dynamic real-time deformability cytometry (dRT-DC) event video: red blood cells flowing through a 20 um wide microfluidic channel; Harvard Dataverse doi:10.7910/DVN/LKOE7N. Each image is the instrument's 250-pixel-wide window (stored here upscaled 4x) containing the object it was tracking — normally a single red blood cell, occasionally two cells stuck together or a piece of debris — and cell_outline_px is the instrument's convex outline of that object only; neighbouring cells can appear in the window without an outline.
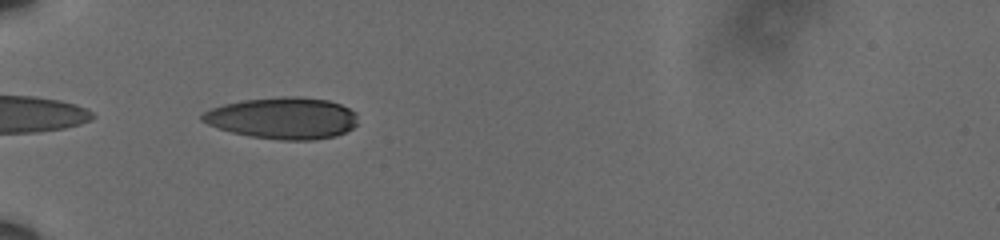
{"species": "human", "species_latin": "Homo sapiens", "temperature_condition": "cold", "stored_images_in_passage": 39, "camera_frame_rate_fps": 3000, "um_per_image_px": 0.085, "donor": {"sex": "male"}, "frame": {"image": 1, "passage_image": 1, "time_ms": 0.0, "image_size_px": [1000, 240], "cell_outline_px": [[356, 124], [352, 128], [336, 136], [312, 140], [280, 140], [252, 136], [232, 132], [208, 124], [200, 120], [200, 116], [204, 112], [212, 108], [224, 104], [244, 100], [280, 96], [300, 96], [328, 100], [340, 104], [356, 112]], "centroid_in_image_um": [24.05, 10.03], "position_along_channel_um": 61.0, "area_um2": 37.63}}
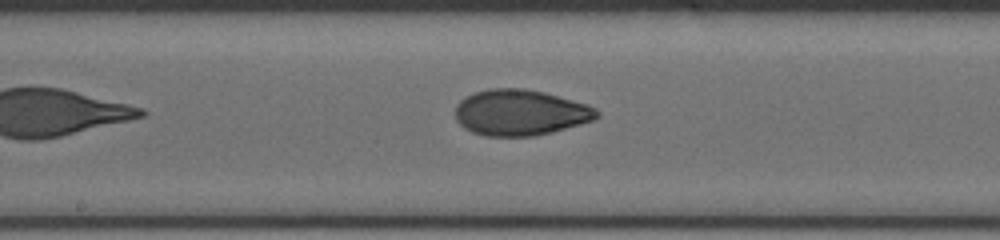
{"frame": {"image": 2, "passage_image": 14, "time_ms": 4.333, "image_size_px": [1000, 240], "cell_outline_px": [[600, 116], [592, 120], [580, 124], [552, 132], [536, 136], [484, 136], [472, 132], [464, 128], [456, 120], [456, 104], [460, 100], [476, 92], [488, 88], [524, 88], [544, 92], [588, 104], [596, 108], [600, 112]], "centroid_in_image_um": [44.23, 9.57], "position_along_channel_um": 204.0, "area_um2": 37.97}}
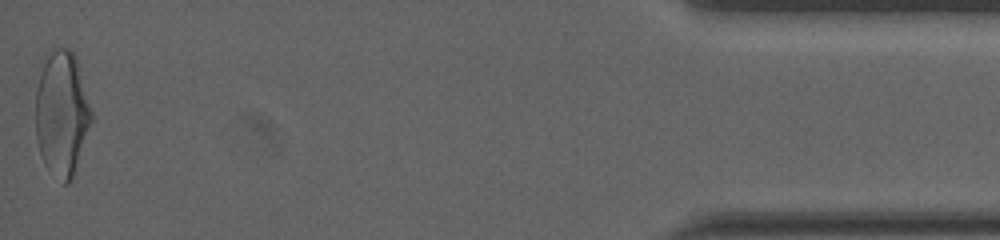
{"frame": {"image": 3, "passage_image": 39, "time_ms": 12.667, "image_size_px": [1000, 240], "cell_outline_px": [[92, 120], [72, 180], [68, 184], [64, 184], [44, 164], [36, 140], [36, 88], [40, 60], [56, 48], [68, 48], [76, 56], [92, 112]], "centroid_in_image_um": [5.23, 9.6], "position_along_channel_um": 430.0, "area_um2": 40.92}, "authors_computed_cell_mechanics": {"area_um2": 37.6278, "velocity_mm_per_s": 3.6146, "shape_relaxation_time_tau1_ms": 4.568, "shape_relaxation_time_tau2_ms": 1.5265, "deformation_change_tau1": 0.1681, "deformation_change_tau2": 0.0582}}